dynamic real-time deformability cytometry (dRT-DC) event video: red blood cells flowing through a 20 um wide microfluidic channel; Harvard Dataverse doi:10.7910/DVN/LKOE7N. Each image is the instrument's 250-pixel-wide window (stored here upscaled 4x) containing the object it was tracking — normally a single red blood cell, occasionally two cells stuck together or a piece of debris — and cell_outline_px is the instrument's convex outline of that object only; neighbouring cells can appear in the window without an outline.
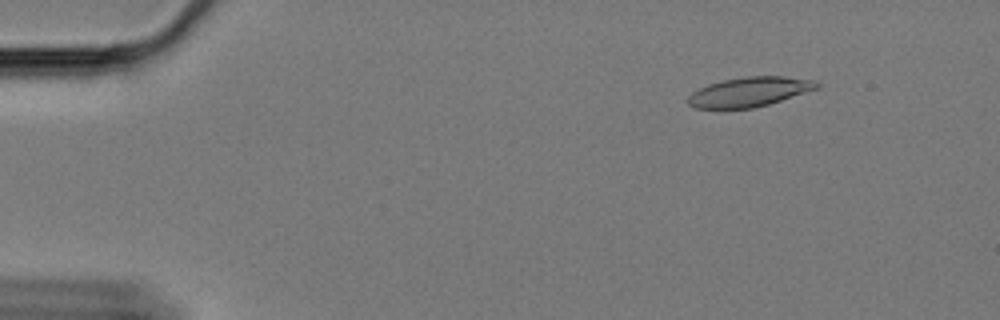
{"species": "Egyptian fruit bat (a non-hibernating species)", "species_latin": "Rousettus aegyptiacus", "temperature_condition": "cold", "stored_images_in_passage": 61, "camera_frame_rate_fps": 3000, "um_per_image_px": 0.085, "animal": {"sex": "female"}, "frame": {"image": 1, "passage_image": 8, "time_ms": 2.333, "image_size_px": [1000, 320], "cell_outline_px": [[820, 88], [768, 104], [752, 108], [696, 108], [688, 104], [688, 96], [692, 92], [708, 84], [720, 80], [748, 76], [784, 76], [816, 80], [820, 84]], "centroid_in_image_um": [63.72, 7.79], "position_along_channel_um": 21.3, "area_um2": 22.2}}
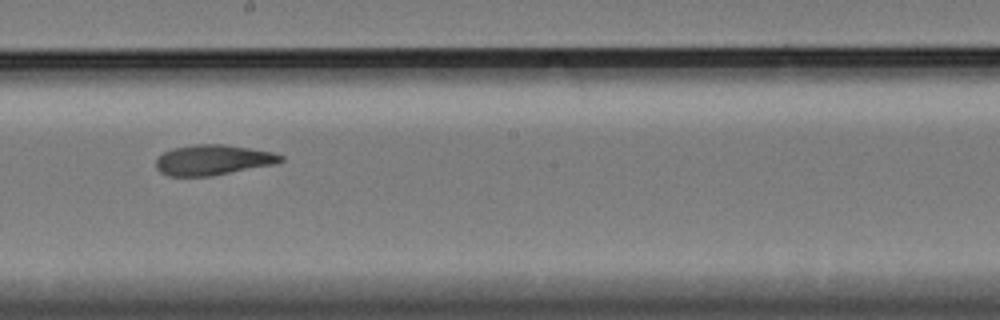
{"frame": {"image": 2, "passage_image": 35, "time_ms": 11.333, "image_size_px": [1000, 320], "cell_outline_px": [[284, 160], [276, 164], [212, 176], [168, 176], [160, 172], [156, 168], [156, 160], [164, 152], [172, 148], [196, 144], [224, 144], [272, 152], [284, 156]], "centroid_in_image_um": [18.11, 13.6], "position_along_channel_um": 230.1, "area_um2": 22.08}}
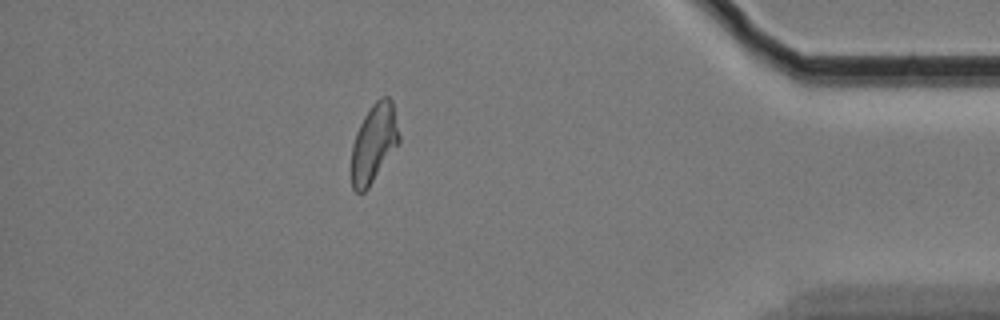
{"frame": {"image": 3, "passage_image": 54, "time_ms": 17.667, "image_size_px": [1000, 320], "cell_outline_px": [[400, 144], [368, 188], [364, 192], [356, 192], [352, 188], [352, 144], [356, 132], [364, 116], [372, 104], [380, 96], [388, 96], [392, 100], [400, 136]], "centroid_in_image_um": [31.8, 12.16], "position_along_channel_um": 403.4, "area_um2": 21.96}, "authors_computed_cell_mechanics": {"area_um2": 22.4264, "velocity_mm_per_s": 3.3336, "shape_relaxation_time_tau1_ms": null, "shape_relaxation_time_tau2_ms": 4.6899, "deformation_change_tau1": null, "deformation_change_tau2": 0.1086}}